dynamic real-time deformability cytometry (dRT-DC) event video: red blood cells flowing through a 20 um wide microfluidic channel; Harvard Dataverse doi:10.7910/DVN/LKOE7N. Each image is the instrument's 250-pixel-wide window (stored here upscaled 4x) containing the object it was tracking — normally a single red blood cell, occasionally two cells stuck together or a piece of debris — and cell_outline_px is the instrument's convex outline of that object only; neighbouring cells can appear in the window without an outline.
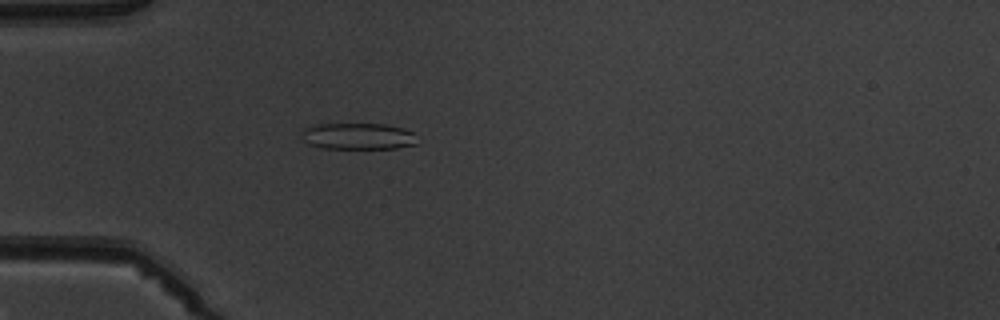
{"species": "common noctule bat (a hibernating species)", "species_latin": "Nyctalus noctula", "temperature_condition": "warm", "stored_images_in_passage": 1, "camera_frame_rate_fps": 3000, "um_per_image_px": 0.085, "animal": {"sex": "male", "body_mass_g": 19.5, "forearm_length_mm": 54.6}, "frame": {"image": 1, "passage_image": 1, "time_ms": 0.0, "image_size_px": [1000, 320], "cell_outline_px": [[416, 144], [396, 148], [320, 148], [308, 144], [300, 136], [300, 132], [304, 128], [320, 124], [388, 124], [404, 128], [412, 132]], "centroid_in_image_um": [30.38, 11.57], "position_along_channel_um": 54.6, "area_um2": 17.8}}